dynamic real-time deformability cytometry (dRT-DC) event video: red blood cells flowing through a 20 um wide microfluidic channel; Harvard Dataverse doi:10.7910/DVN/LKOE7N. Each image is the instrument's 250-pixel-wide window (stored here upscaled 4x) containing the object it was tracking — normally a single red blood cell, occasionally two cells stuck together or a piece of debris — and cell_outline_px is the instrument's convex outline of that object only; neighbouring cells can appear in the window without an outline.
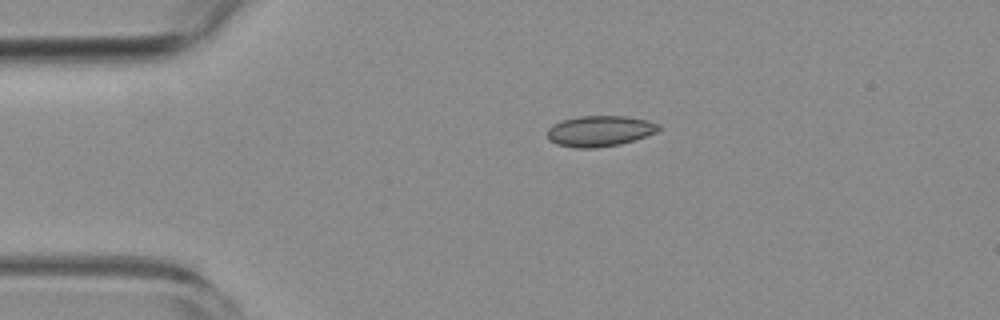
{"species": "common noctule bat (a hibernating species)", "species_latin": "Nyctalus noctula", "temperature_condition": "room temperature", "stored_images_in_passage": 3, "camera_frame_rate_fps": 3000, "um_per_image_px": 0.085, "animal": {"sex": "female", "body_mass_g": 19.3, "forearm_length_mm": 54.1}, "frame": {"image": 1, "passage_image": 2, "time_ms": 1.0, "image_size_px": [1000, 320], "cell_outline_px": [[660, 128], [656, 132], [620, 144], [596, 148], [576, 148], [556, 144], [548, 140], [548, 128], [552, 124], [560, 120], [576, 116], [624, 116], [644, 120], [660, 124]], "centroid_in_image_um": [50.91, 11.13], "position_along_channel_um": 34.1, "area_um2": 19.94}}